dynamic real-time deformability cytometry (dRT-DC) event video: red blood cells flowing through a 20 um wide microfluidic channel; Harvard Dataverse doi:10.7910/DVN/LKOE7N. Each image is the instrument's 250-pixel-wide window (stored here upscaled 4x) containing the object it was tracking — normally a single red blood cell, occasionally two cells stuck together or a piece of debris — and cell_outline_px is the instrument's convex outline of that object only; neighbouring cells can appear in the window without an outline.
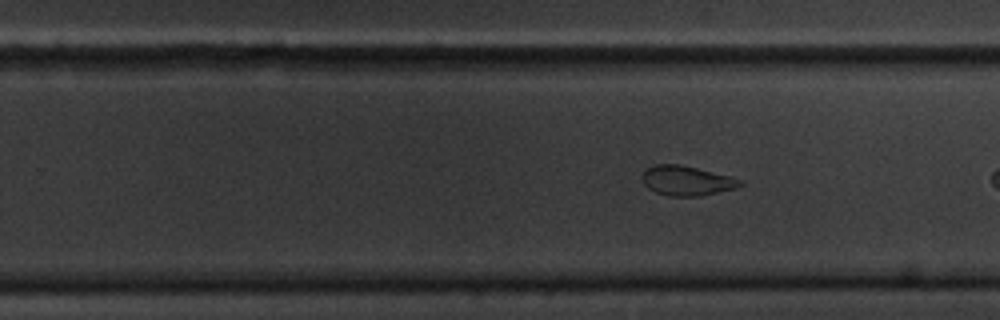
{"species": "common noctule bat (a hibernating species)", "species_latin": "Nyctalus noctula", "temperature_condition": "cold", "stored_images_in_passage": 11, "segment_of_instrument_passage": [2, 2], "camera_frame_rate_fps": 3000, "um_per_image_px": 0.085, "animal": {"sex": "male", "body_mass_g": 20.1, "forearm_length_mm": 53.5}, "frame": {"image": 1, "passage_image": 11, "time_ms": 12.667, "image_size_px": [1000, 320], "cell_outline_px": [[744, 184], [736, 188], [700, 196], [668, 196], [656, 192], [648, 188], [644, 184], [640, 176], [648, 168], [656, 164], [680, 164], [744, 180]], "centroid_in_image_um": [58.36, 15.36], "position_along_channel_um": 271.4, "area_um2": 16.88}}